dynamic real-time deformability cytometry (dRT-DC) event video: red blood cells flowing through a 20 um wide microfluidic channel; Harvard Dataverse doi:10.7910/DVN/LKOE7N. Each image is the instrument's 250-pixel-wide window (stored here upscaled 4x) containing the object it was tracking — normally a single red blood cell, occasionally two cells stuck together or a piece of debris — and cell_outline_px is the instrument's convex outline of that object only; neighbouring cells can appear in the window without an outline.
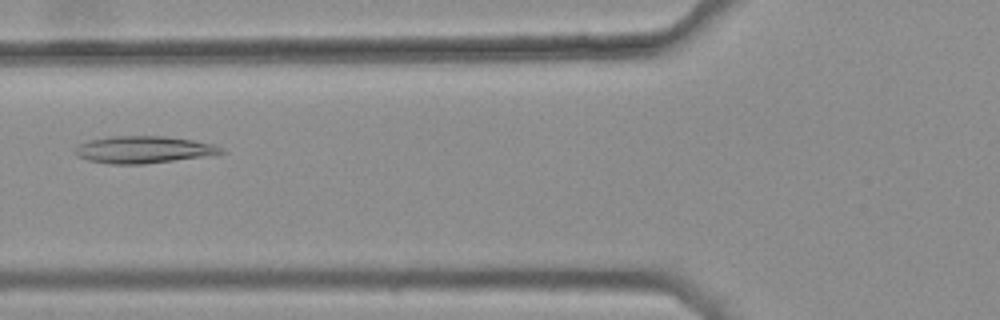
{"species": "common noctule bat (a hibernating species)", "species_latin": "Nyctalus noctula", "temperature_condition": "warm", "stored_images_in_passage": 8, "camera_frame_rate_fps": 3000, "um_per_image_px": 0.085, "animal": {"sex": "female", "body_mass_g": 25.1}, "frame": {"image": 1, "passage_image": 5, "time_ms": 1.333, "image_size_px": [1000, 320], "cell_outline_px": [[224, 152], [216, 156], [144, 164], [108, 164], [88, 160], [76, 156], [76, 148], [80, 144], [88, 140], [112, 136], [164, 136], [192, 140], [212, 144], [224, 148]], "centroid_in_image_um": [12.27, 12.73], "position_along_channel_um": 113.5, "area_um2": 23.35}}
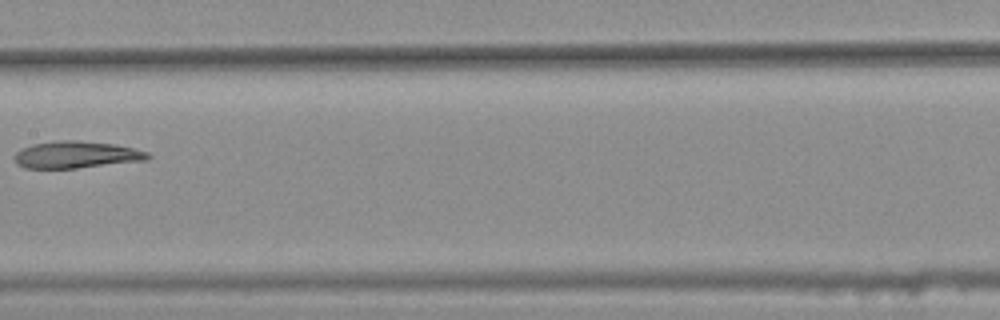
{"frame": {"image": 2, "passage_image": 7, "time_ms": 2.0, "image_size_px": [1000, 320], "cell_outline_px": [[152, 156], [148, 160], [76, 168], [24, 168], [16, 164], [12, 156], [16, 152], [32, 144], [56, 140], [76, 140], [116, 144], [148, 152]], "centroid_in_image_um": [6.47, 13.15], "position_along_channel_um": 200.9, "area_um2": 21.1}}
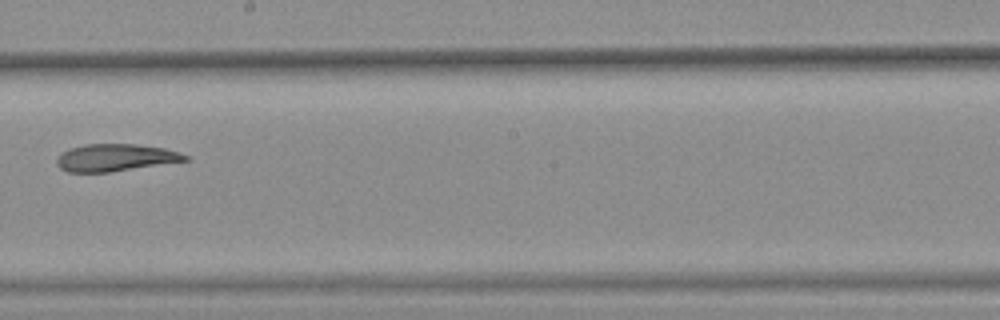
{"frame": {"image": 3, "passage_image": 8, "time_ms": 2.333, "image_size_px": [1000, 320], "cell_outline_px": [[188, 160], [108, 172], [68, 172], [60, 168], [56, 164], [56, 160], [60, 152], [68, 148], [84, 144], [136, 144], [164, 148], [180, 152], [188, 156]], "centroid_in_image_um": [9.75, 13.38], "position_along_channel_um": 238.5, "area_um2": 20.35}}